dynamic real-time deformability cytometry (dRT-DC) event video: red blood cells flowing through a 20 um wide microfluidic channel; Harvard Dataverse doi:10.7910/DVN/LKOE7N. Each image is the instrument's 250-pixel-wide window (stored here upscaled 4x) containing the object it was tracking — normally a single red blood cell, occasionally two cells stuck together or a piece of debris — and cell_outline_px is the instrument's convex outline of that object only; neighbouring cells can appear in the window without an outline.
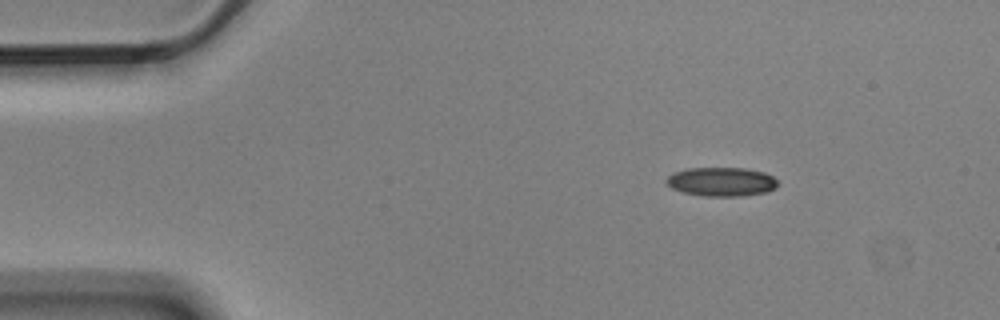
{"species": "Egyptian fruit bat (a non-hibernating species)", "species_latin": "Rousettus aegyptiacus", "temperature_condition": "cold", "stored_images_in_passage": 3, "camera_frame_rate_fps": 3000, "um_per_image_px": 0.085, "animal": {"sex": "male"}, "frame": {"image": 1, "passage_image": 1, "time_ms": 0.0, "image_size_px": [1000, 320], "cell_outline_px": [[776, 188], [768, 192], [740, 196], [704, 196], [684, 192], [672, 188], [664, 180], [668, 176], [676, 172], [688, 168], [744, 168], [764, 172], [772, 176], [776, 180]], "centroid_in_image_um": [61.33, 15.45], "position_along_channel_um": 23.7, "area_um2": 18.67}}